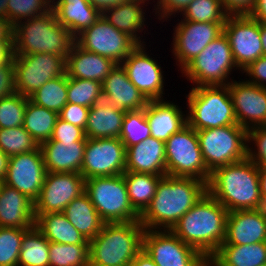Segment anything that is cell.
<instances>
[{"label":"cell","mask_w":266,"mask_h":266,"mask_svg":"<svg viewBox=\"0 0 266 266\" xmlns=\"http://www.w3.org/2000/svg\"><path fill=\"white\" fill-rule=\"evenodd\" d=\"M49 266H89V244L49 242Z\"/></svg>","instance_id":"74e56055"},{"label":"cell","mask_w":266,"mask_h":266,"mask_svg":"<svg viewBox=\"0 0 266 266\" xmlns=\"http://www.w3.org/2000/svg\"><path fill=\"white\" fill-rule=\"evenodd\" d=\"M206 192L207 183L200 179L165 175L139 221L145 230H171Z\"/></svg>","instance_id":"6da1fadb"},{"label":"cell","mask_w":266,"mask_h":266,"mask_svg":"<svg viewBox=\"0 0 266 266\" xmlns=\"http://www.w3.org/2000/svg\"><path fill=\"white\" fill-rule=\"evenodd\" d=\"M260 34L263 48V56H266V23L260 22Z\"/></svg>","instance_id":"6125c7cd"},{"label":"cell","mask_w":266,"mask_h":266,"mask_svg":"<svg viewBox=\"0 0 266 266\" xmlns=\"http://www.w3.org/2000/svg\"><path fill=\"white\" fill-rule=\"evenodd\" d=\"M68 77L66 74L49 80L28 98L36 105L59 113L67 104Z\"/></svg>","instance_id":"8d00e7d4"},{"label":"cell","mask_w":266,"mask_h":266,"mask_svg":"<svg viewBox=\"0 0 266 266\" xmlns=\"http://www.w3.org/2000/svg\"><path fill=\"white\" fill-rule=\"evenodd\" d=\"M63 213L87 241L96 237L104 224L86 192L73 199Z\"/></svg>","instance_id":"1f68e13d"},{"label":"cell","mask_w":266,"mask_h":266,"mask_svg":"<svg viewBox=\"0 0 266 266\" xmlns=\"http://www.w3.org/2000/svg\"><path fill=\"white\" fill-rule=\"evenodd\" d=\"M125 112L104 100L95 103L88 112L86 138H120Z\"/></svg>","instance_id":"f546056e"},{"label":"cell","mask_w":266,"mask_h":266,"mask_svg":"<svg viewBox=\"0 0 266 266\" xmlns=\"http://www.w3.org/2000/svg\"><path fill=\"white\" fill-rule=\"evenodd\" d=\"M186 95L187 124L193 129H213L237 124L228 85L190 88Z\"/></svg>","instance_id":"8992f818"},{"label":"cell","mask_w":266,"mask_h":266,"mask_svg":"<svg viewBox=\"0 0 266 266\" xmlns=\"http://www.w3.org/2000/svg\"><path fill=\"white\" fill-rule=\"evenodd\" d=\"M103 100L123 111L146 108L149 100L129 80L121 64L111 70L102 82Z\"/></svg>","instance_id":"7402d4cb"},{"label":"cell","mask_w":266,"mask_h":266,"mask_svg":"<svg viewBox=\"0 0 266 266\" xmlns=\"http://www.w3.org/2000/svg\"><path fill=\"white\" fill-rule=\"evenodd\" d=\"M192 1L193 0H159L154 4L155 11L153 10V12H155L159 20H163L162 22H164L173 15L175 17L176 13H182Z\"/></svg>","instance_id":"681fc988"},{"label":"cell","mask_w":266,"mask_h":266,"mask_svg":"<svg viewBox=\"0 0 266 266\" xmlns=\"http://www.w3.org/2000/svg\"><path fill=\"white\" fill-rule=\"evenodd\" d=\"M15 90L29 97L46 82L66 74V58L51 53L15 55Z\"/></svg>","instance_id":"8fae6325"},{"label":"cell","mask_w":266,"mask_h":266,"mask_svg":"<svg viewBox=\"0 0 266 266\" xmlns=\"http://www.w3.org/2000/svg\"><path fill=\"white\" fill-rule=\"evenodd\" d=\"M165 155L166 175L208 182L211 172L204 163L197 132L188 124L167 139Z\"/></svg>","instance_id":"30bf717a"},{"label":"cell","mask_w":266,"mask_h":266,"mask_svg":"<svg viewBox=\"0 0 266 266\" xmlns=\"http://www.w3.org/2000/svg\"><path fill=\"white\" fill-rule=\"evenodd\" d=\"M143 250L157 266H209L208 259L171 230H144Z\"/></svg>","instance_id":"7c38bea8"},{"label":"cell","mask_w":266,"mask_h":266,"mask_svg":"<svg viewBox=\"0 0 266 266\" xmlns=\"http://www.w3.org/2000/svg\"><path fill=\"white\" fill-rule=\"evenodd\" d=\"M39 147L23 126L0 129V149L8 156L31 152Z\"/></svg>","instance_id":"b9f144b4"},{"label":"cell","mask_w":266,"mask_h":266,"mask_svg":"<svg viewBox=\"0 0 266 266\" xmlns=\"http://www.w3.org/2000/svg\"><path fill=\"white\" fill-rule=\"evenodd\" d=\"M260 193L264 205H266V167H259Z\"/></svg>","instance_id":"680465c9"},{"label":"cell","mask_w":266,"mask_h":266,"mask_svg":"<svg viewBox=\"0 0 266 266\" xmlns=\"http://www.w3.org/2000/svg\"><path fill=\"white\" fill-rule=\"evenodd\" d=\"M180 15L184 21L204 23H225L228 17L220 0H193Z\"/></svg>","instance_id":"ab89813d"},{"label":"cell","mask_w":266,"mask_h":266,"mask_svg":"<svg viewBox=\"0 0 266 266\" xmlns=\"http://www.w3.org/2000/svg\"><path fill=\"white\" fill-rule=\"evenodd\" d=\"M146 44L137 45L121 63L129 80L149 101L165 99L163 70L158 60L153 59Z\"/></svg>","instance_id":"ac0fdd59"},{"label":"cell","mask_w":266,"mask_h":266,"mask_svg":"<svg viewBox=\"0 0 266 266\" xmlns=\"http://www.w3.org/2000/svg\"><path fill=\"white\" fill-rule=\"evenodd\" d=\"M49 141L77 142L87 141L85 130L58 118Z\"/></svg>","instance_id":"7dc6e473"},{"label":"cell","mask_w":266,"mask_h":266,"mask_svg":"<svg viewBox=\"0 0 266 266\" xmlns=\"http://www.w3.org/2000/svg\"><path fill=\"white\" fill-rule=\"evenodd\" d=\"M86 191V179L77 172H46L39 197L34 201L35 214L63 212L66 206Z\"/></svg>","instance_id":"9a60e30c"},{"label":"cell","mask_w":266,"mask_h":266,"mask_svg":"<svg viewBox=\"0 0 266 266\" xmlns=\"http://www.w3.org/2000/svg\"><path fill=\"white\" fill-rule=\"evenodd\" d=\"M82 49L121 64L138 45L130 36L119 31L101 16L90 27L75 37Z\"/></svg>","instance_id":"4fadbf2b"},{"label":"cell","mask_w":266,"mask_h":266,"mask_svg":"<svg viewBox=\"0 0 266 266\" xmlns=\"http://www.w3.org/2000/svg\"><path fill=\"white\" fill-rule=\"evenodd\" d=\"M35 220L34 201L3 184L0 190V227L31 229Z\"/></svg>","instance_id":"603a6c76"},{"label":"cell","mask_w":266,"mask_h":266,"mask_svg":"<svg viewBox=\"0 0 266 266\" xmlns=\"http://www.w3.org/2000/svg\"><path fill=\"white\" fill-rule=\"evenodd\" d=\"M89 109L81 105L67 103L58 114L60 119L85 130Z\"/></svg>","instance_id":"c3c4849f"},{"label":"cell","mask_w":266,"mask_h":266,"mask_svg":"<svg viewBox=\"0 0 266 266\" xmlns=\"http://www.w3.org/2000/svg\"><path fill=\"white\" fill-rule=\"evenodd\" d=\"M46 175L40 146L31 152L11 156L4 184L35 201L42 189Z\"/></svg>","instance_id":"d6986e66"},{"label":"cell","mask_w":266,"mask_h":266,"mask_svg":"<svg viewBox=\"0 0 266 266\" xmlns=\"http://www.w3.org/2000/svg\"><path fill=\"white\" fill-rule=\"evenodd\" d=\"M207 192L228 212L264 208L259 185V167L248 158L214 169Z\"/></svg>","instance_id":"3957f363"},{"label":"cell","mask_w":266,"mask_h":266,"mask_svg":"<svg viewBox=\"0 0 266 266\" xmlns=\"http://www.w3.org/2000/svg\"><path fill=\"white\" fill-rule=\"evenodd\" d=\"M145 4L149 6L143 0H128L105 9L102 15L116 29L130 36L138 45H143L145 42L140 35L146 27Z\"/></svg>","instance_id":"83f0119b"},{"label":"cell","mask_w":266,"mask_h":266,"mask_svg":"<svg viewBox=\"0 0 266 266\" xmlns=\"http://www.w3.org/2000/svg\"><path fill=\"white\" fill-rule=\"evenodd\" d=\"M15 92L13 63L0 64V99Z\"/></svg>","instance_id":"db71d44e"},{"label":"cell","mask_w":266,"mask_h":266,"mask_svg":"<svg viewBox=\"0 0 266 266\" xmlns=\"http://www.w3.org/2000/svg\"><path fill=\"white\" fill-rule=\"evenodd\" d=\"M14 38L11 28H0V64L13 63Z\"/></svg>","instance_id":"816d5d0a"},{"label":"cell","mask_w":266,"mask_h":266,"mask_svg":"<svg viewBox=\"0 0 266 266\" xmlns=\"http://www.w3.org/2000/svg\"><path fill=\"white\" fill-rule=\"evenodd\" d=\"M9 0H0V28H7V5Z\"/></svg>","instance_id":"94428289"},{"label":"cell","mask_w":266,"mask_h":266,"mask_svg":"<svg viewBox=\"0 0 266 266\" xmlns=\"http://www.w3.org/2000/svg\"><path fill=\"white\" fill-rule=\"evenodd\" d=\"M28 230L0 227V266H18L23 236Z\"/></svg>","instance_id":"f6af8a7d"},{"label":"cell","mask_w":266,"mask_h":266,"mask_svg":"<svg viewBox=\"0 0 266 266\" xmlns=\"http://www.w3.org/2000/svg\"><path fill=\"white\" fill-rule=\"evenodd\" d=\"M3 184H4V181L0 180V190H1Z\"/></svg>","instance_id":"be15d7a7"},{"label":"cell","mask_w":266,"mask_h":266,"mask_svg":"<svg viewBox=\"0 0 266 266\" xmlns=\"http://www.w3.org/2000/svg\"><path fill=\"white\" fill-rule=\"evenodd\" d=\"M18 266H49V241L35 226L23 236Z\"/></svg>","instance_id":"d590c367"},{"label":"cell","mask_w":266,"mask_h":266,"mask_svg":"<svg viewBox=\"0 0 266 266\" xmlns=\"http://www.w3.org/2000/svg\"><path fill=\"white\" fill-rule=\"evenodd\" d=\"M86 141H46L40 145L46 172L81 173Z\"/></svg>","instance_id":"484cf974"},{"label":"cell","mask_w":266,"mask_h":266,"mask_svg":"<svg viewBox=\"0 0 266 266\" xmlns=\"http://www.w3.org/2000/svg\"><path fill=\"white\" fill-rule=\"evenodd\" d=\"M126 171L166 175L165 142L149 137L126 149Z\"/></svg>","instance_id":"d4e9b609"},{"label":"cell","mask_w":266,"mask_h":266,"mask_svg":"<svg viewBox=\"0 0 266 266\" xmlns=\"http://www.w3.org/2000/svg\"><path fill=\"white\" fill-rule=\"evenodd\" d=\"M233 69L240 70L233 59L228 38L223 33L211 41L180 72L193 85L195 84L194 87H199L229 85L233 80L229 76L233 74Z\"/></svg>","instance_id":"52a82bcc"},{"label":"cell","mask_w":266,"mask_h":266,"mask_svg":"<svg viewBox=\"0 0 266 266\" xmlns=\"http://www.w3.org/2000/svg\"><path fill=\"white\" fill-rule=\"evenodd\" d=\"M67 103L92 107L103 100L102 83L96 80L68 77Z\"/></svg>","instance_id":"f35d334b"},{"label":"cell","mask_w":266,"mask_h":266,"mask_svg":"<svg viewBox=\"0 0 266 266\" xmlns=\"http://www.w3.org/2000/svg\"><path fill=\"white\" fill-rule=\"evenodd\" d=\"M11 29L15 55L51 53L67 58L75 43V37L57 21L53 9Z\"/></svg>","instance_id":"277c9868"},{"label":"cell","mask_w":266,"mask_h":266,"mask_svg":"<svg viewBox=\"0 0 266 266\" xmlns=\"http://www.w3.org/2000/svg\"><path fill=\"white\" fill-rule=\"evenodd\" d=\"M223 33L228 38L233 59L241 72L263 56L260 22L249 15L228 16Z\"/></svg>","instance_id":"e0dca14e"},{"label":"cell","mask_w":266,"mask_h":266,"mask_svg":"<svg viewBox=\"0 0 266 266\" xmlns=\"http://www.w3.org/2000/svg\"><path fill=\"white\" fill-rule=\"evenodd\" d=\"M35 227L49 241L63 244H89L63 212L35 214Z\"/></svg>","instance_id":"d6a6232c"},{"label":"cell","mask_w":266,"mask_h":266,"mask_svg":"<svg viewBox=\"0 0 266 266\" xmlns=\"http://www.w3.org/2000/svg\"><path fill=\"white\" fill-rule=\"evenodd\" d=\"M88 1L102 13L105 9L109 7H114L128 0H88Z\"/></svg>","instance_id":"6f0895ef"},{"label":"cell","mask_w":266,"mask_h":266,"mask_svg":"<svg viewBox=\"0 0 266 266\" xmlns=\"http://www.w3.org/2000/svg\"><path fill=\"white\" fill-rule=\"evenodd\" d=\"M123 176L127 185L129 201L133 209L141 215L150 205L163 176L132 171H125Z\"/></svg>","instance_id":"836d02e7"},{"label":"cell","mask_w":266,"mask_h":266,"mask_svg":"<svg viewBox=\"0 0 266 266\" xmlns=\"http://www.w3.org/2000/svg\"><path fill=\"white\" fill-rule=\"evenodd\" d=\"M228 210L206 192L171 231L210 259L225 241Z\"/></svg>","instance_id":"7a4b0ae2"},{"label":"cell","mask_w":266,"mask_h":266,"mask_svg":"<svg viewBox=\"0 0 266 266\" xmlns=\"http://www.w3.org/2000/svg\"><path fill=\"white\" fill-rule=\"evenodd\" d=\"M85 192L104 223L139 221L140 215L129 201L123 174L86 179Z\"/></svg>","instance_id":"ba28073f"},{"label":"cell","mask_w":266,"mask_h":266,"mask_svg":"<svg viewBox=\"0 0 266 266\" xmlns=\"http://www.w3.org/2000/svg\"><path fill=\"white\" fill-rule=\"evenodd\" d=\"M58 118L57 112L36 105L28 98L23 127L40 146L50 140Z\"/></svg>","instance_id":"e575fe53"},{"label":"cell","mask_w":266,"mask_h":266,"mask_svg":"<svg viewBox=\"0 0 266 266\" xmlns=\"http://www.w3.org/2000/svg\"><path fill=\"white\" fill-rule=\"evenodd\" d=\"M176 103L158 99L149 101L145 115L150 126L151 137L166 142L174 133L187 125V114Z\"/></svg>","instance_id":"cb8c5ba5"},{"label":"cell","mask_w":266,"mask_h":266,"mask_svg":"<svg viewBox=\"0 0 266 266\" xmlns=\"http://www.w3.org/2000/svg\"><path fill=\"white\" fill-rule=\"evenodd\" d=\"M247 158L258 167H266V126L247 130Z\"/></svg>","instance_id":"bcb514c9"},{"label":"cell","mask_w":266,"mask_h":266,"mask_svg":"<svg viewBox=\"0 0 266 266\" xmlns=\"http://www.w3.org/2000/svg\"><path fill=\"white\" fill-rule=\"evenodd\" d=\"M225 23L180 20L173 28L172 54L182 70L205 47L223 34Z\"/></svg>","instance_id":"2e32d148"},{"label":"cell","mask_w":266,"mask_h":266,"mask_svg":"<svg viewBox=\"0 0 266 266\" xmlns=\"http://www.w3.org/2000/svg\"><path fill=\"white\" fill-rule=\"evenodd\" d=\"M196 132L204 163L210 172L247 158V130L238 124Z\"/></svg>","instance_id":"9c48e42d"},{"label":"cell","mask_w":266,"mask_h":266,"mask_svg":"<svg viewBox=\"0 0 266 266\" xmlns=\"http://www.w3.org/2000/svg\"><path fill=\"white\" fill-rule=\"evenodd\" d=\"M57 21L76 37L101 16L88 0H52Z\"/></svg>","instance_id":"f1b7e54d"},{"label":"cell","mask_w":266,"mask_h":266,"mask_svg":"<svg viewBox=\"0 0 266 266\" xmlns=\"http://www.w3.org/2000/svg\"><path fill=\"white\" fill-rule=\"evenodd\" d=\"M151 137L150 126L146 119L145 108L135 111H126L120 139L126 149Z\"/></svg>","instance_id":"60d3db41"},{"label":"cell","mask_w":266,"mask_h":266,"mask_svg":"<svg viewBox=\"0 0 266 266\" xmlns=\"http://www.w3.org/2000/svg\"><path fill=\"white\" fill-rule=\"evenodd\" d=\"M115 66L111 59L86 51L74 43L66 58V75L102 83Z\"/></svg>","instance_id":"4316f807"},{"label":"cell","mask_w":266,"mask_h":266,"mask_svg":"<svg viewBox=\"0 0 266 266\" xmlns=\"http://www.w3.org/2000/svg\"><path fill=\"white\" fill-rule=\"evenodd\" d=\"M127 266H157L152 258L143 249Z\"/></svg>","instance_id":"9f6ffc18"},{"label":"cell","mask_w":266,"mask_h":266,"mask_svg":"<svg viewBox=\"0 0 266 266\" xmlns=\"http://www.w3.org/2000/svg\"><path fill=\"white\" fill-rule=\"evenodd\" d=\"M209 266H266V242L220 245Z\"/></svg>","instance_id":"4dcf8cb0"},{"label":"cell","mask_w":266,"mask_h":266,"mask_svg":"<svg viewBox=\"0 0 266 266\" xmlns=\"http://www.w3.org/2000/svg\"><path fill=\"white\" fill-rule=\"evenodd\" d=\"M8 157L1 149H0V180H5L8 170V164H9Z\"/></svg>","instance_id":"91938a15"},{"label":"cell","mask_w":266,"mask_h":266,"mask_svg":"<svg viewBox=\"0 0 266 266\" xmlns=\"http://www.w3.org/2000/svg\"><path fill=\"white\" fill-rule=\"evenodd\" d=\"M249 16L258 22L266 23V0H256L255 7Z\"/></svg>","instance_id":"11a10c76"},{"label":"cell","mask_w":266,"mask_h":266,"mask_svg":"<svg viewBox=\"0 0 266 266\" xmlns=\"http://www.w3.org/2000/svg\"><path fill=\"white\" fill-rule=\"evenodd\" d=\"M224 11L228 16L250 15L256 0H220Z\"/></svg>","instance_id":"f5cc1de1"},{"label":"cell","mask_w":266,"mask_h":266,"mask_svg":"<svg viewBox=\"0 0 266 266\" xmlns=\"http://www.w3.org/2000/svg\"><path fill=\"white\" fill-rule=\"evenodd\" d=\"M28 97L17 92L0 99V129L23 126Z\"/></svg>","instance_id":"ee69618b"},{"label":"cell","mask_w":266,"mask_h":266,"mask_svg":"<svg viewBox=\"0 0 266 266\" xmlns=\"http://www.w3.org/2000/svg\"><path fill=\"white\" fill-rule=\"evenodd\" d=\"M241 80L228 85L237 124L246 130L266 126V87Z\"/></svg>","instance_id":"ffe728a7"},{"label":"cell","mask_w":266,"mask_h":266,"mask_svg":"<svg viewBox=\"0 0 266 266\" xmlns=\"http://www.w3.org/2000/svg\"><path fill=\"white\" fill-rule=\"evenodd\" d=\"M125 171L126 147L120 138H87L80 173L85 179L122 175Z\"/></svg>","instance_id":"5bb4252c"},{"label":"cell","mask_w":266,"mask_h":266,"mask_svg":"<svg viewBox=\"0 0 266 266\" xmlns=\"http://www.w3.org/2000/svg\"><path fill=\"white\" fill-rule=\"evenodd\" d=\"M243 74L248 76L249 80H245L249 83L257 86L266 87V56L258 58L256 61L251 62L244 70Z\"/></svg>","instance_id":"f907efd6"},{"label":"cell","mask_w":266,"mask_h":266,"mask_svg":"<svg viewBox=\"0 0 266 266\" xmlns=\"http://www.w3.org/2000/svg\"><path fill=\"white\" fill-rule=\"evenodd\" d=\"M266 242L264 208L228 212L225 241L221 245H245Z\"/></svg>","instance_id":"44dd1931"},{"label":"cell","mask_w":266,"mask_h":266,"mask_svg":"<svg viewBox=\"0 0 266 266\" xmlns=\"http://www.w3.org/2000/svg\"><path fill=\"white\" fill-rule=\"evenodd\" d=\"M140 221L104 223L89 241V266H127L143 249Z\"/></svg>","instance_id":"5b68a950"},{"label":"cell","mask_w":266,"mask_h":266,"mask_svg":"<svg viewBox=\"0 0 266 266\" xmlns=\"http://www.w3.org/2000/svg\"><path fill=\"white\" fill-rule=\"evenodd\" d=\"M52 9V0H9L7 5V28Z\"/></svg>","instance_id":"7bdbcfd3"}]
</instances>
